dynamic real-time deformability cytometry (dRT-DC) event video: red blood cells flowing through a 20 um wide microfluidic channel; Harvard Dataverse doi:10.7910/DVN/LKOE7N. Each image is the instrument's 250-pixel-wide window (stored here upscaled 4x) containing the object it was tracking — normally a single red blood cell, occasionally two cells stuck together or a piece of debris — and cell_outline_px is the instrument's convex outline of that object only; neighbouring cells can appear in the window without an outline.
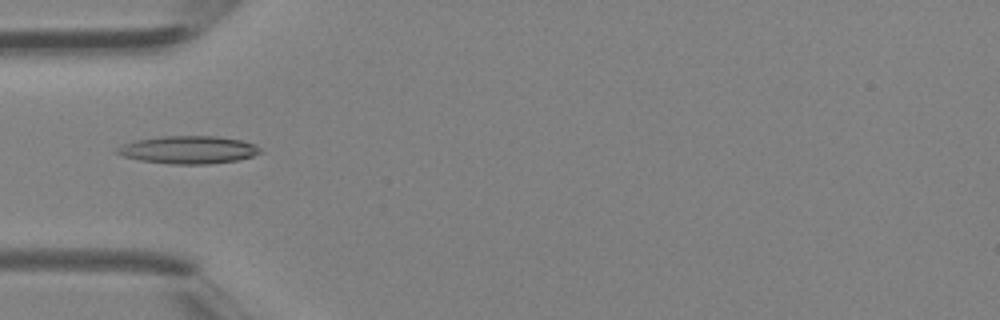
{"species": "Egyptian fruit bat (a non-hibernating species)", "species_latin": "Rousettus aegyptiacus", "temperature_condition": "room temperature", "stored_images_in_passage": 34, "camera_frame_rate_fps": 3000, "um_per_image_px": 0.085, "animal": {"sex": "female"}, "frame": {"image": 1, "passage_image": 7, "time_ms": 2.0, "image_size_px": [1000, 320], "cell_outline_px": [[260, 152], [252, 156], [236, 160], [208, 164], [172, 164], [140, 160], [124, 156], [116, 152], [116, 148], [120, 144], [136, 140], [160, 136], [216, 136], [240, 140], [256, 144], [260, 148]], "centroid_in_image_um": [15.99, 12.72], "position_along_channel_um": 69.0, "area_um2": 23.06}}
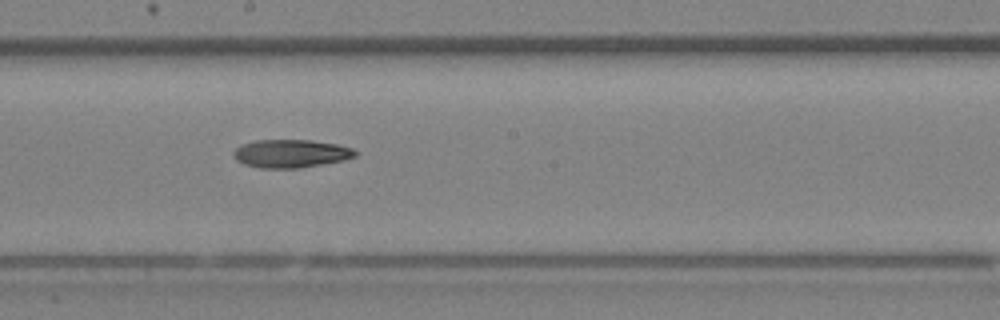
{"frame": {"image": 2, "passage_image": 16, "time_ms": 5.0, "image_size_px": [1000, 320], "cell_outline_px": [[356, 156], [344, 160], [300, 168], [260, 168], [244, 164], [236, 160], [232, 156], [232, 152], [240, 144], [256, 140], [312, 140], [336, 144], [352, 148], [356, 152]], "centroid_in_image_um": [24.68, 13.05], "position_along_channel_um": 223.5, "area_um2": 20.06}}
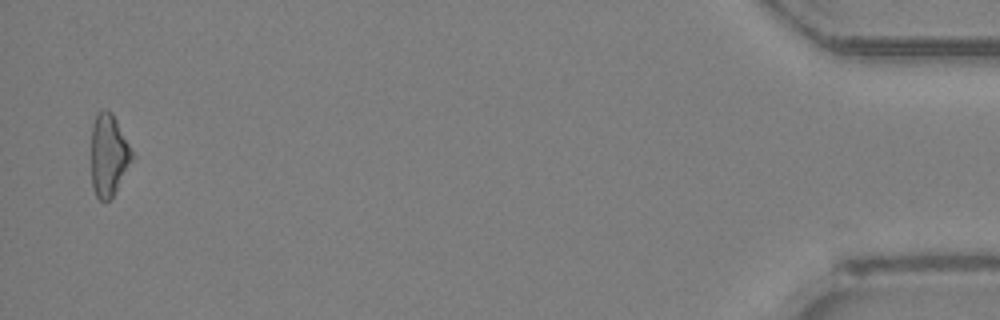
{"frame": {"image": 3, "passage_image": 33, "time_ms": 10.667, "image_size_px": [1000, 320], "cell_outline_px": [[136, 156], [112, 196], [108, 200], [100, 200], [96, 196], [92, 188], [92, 124], [96, 112], [104, 108], [112, 112]], "centroid_in_image_um": [9.25, 13.14], "position_along_channel_um": 425.9, "area_um2": 19.71}}